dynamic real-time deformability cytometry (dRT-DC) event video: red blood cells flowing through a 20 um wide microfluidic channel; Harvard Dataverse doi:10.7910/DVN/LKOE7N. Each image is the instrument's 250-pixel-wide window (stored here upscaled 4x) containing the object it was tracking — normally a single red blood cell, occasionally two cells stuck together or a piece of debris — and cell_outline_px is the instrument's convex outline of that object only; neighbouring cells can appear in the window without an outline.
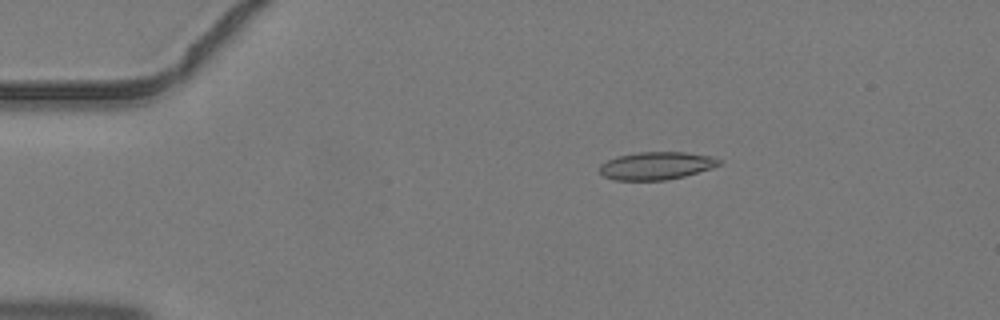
{"species": "common noctule bat (a hibernating species)", "species_latin": "Nyctalus noctula", "temperature_condition": "warm", "stored_images_in_passage": 4, "camera_frame_rate_fps": 3000, "um_per_image_px": 0.085, "animal": {"sex": "male", "body_mass_g": 19.2, "forearm_length_mm": 51.8}, "frame": {"image": 1, "passage_image": 2, "time_ms": 0.333, "image_size_px": [1000, 320], "cell_outline_px": [[720, 164], [712, 168], [684, 176], [664, 180], [612, 180], [604, 176], [600, 172], [600, 164], [616, 156], [636, 152], [684, 152], [712, 156], [720, 160]], "centroid_in_image_um": [55.76, 14.08], "position_along_channel_um": 29.2, "area_um2": 19.31}}